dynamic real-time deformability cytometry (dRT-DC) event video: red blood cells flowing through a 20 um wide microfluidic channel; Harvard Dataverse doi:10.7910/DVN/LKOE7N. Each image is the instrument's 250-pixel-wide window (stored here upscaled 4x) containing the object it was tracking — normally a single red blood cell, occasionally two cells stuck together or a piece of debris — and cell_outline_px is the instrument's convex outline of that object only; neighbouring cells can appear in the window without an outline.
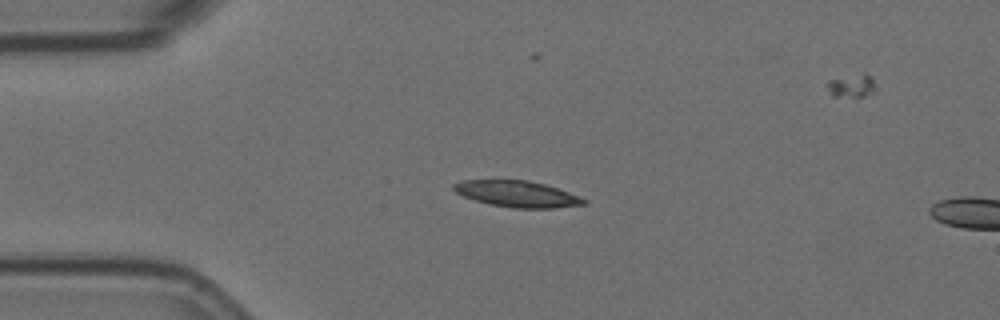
{"species": "Egyptian fruit bat (a non-hibernating species)", "species_latin": "Rousettus aegyptiacus", "temperature_condition": "room temperature", "stored_images_in_passage": 6, "camera_frame_rate_fps": 3000, "um_per_image_px": 0.085, "animal": {"sex": "female"}, "frame": {"image": 1, "passage_image": 3, "time_ms": 0.667, "image_size_px": [1000, 320], "cell_outline_px": [[588, 204], [556, 208], [512, 208], [488, 204], [464, 196], [456, 192], [452, 188], [452, 184], [464, 180], [528, 180], [544, 184], [568, 192], [588, 200]], "centroid_in_image_um": [43.97, 16.49], "position_along_channel_um": 41.0, "area_um2": 19.88}}
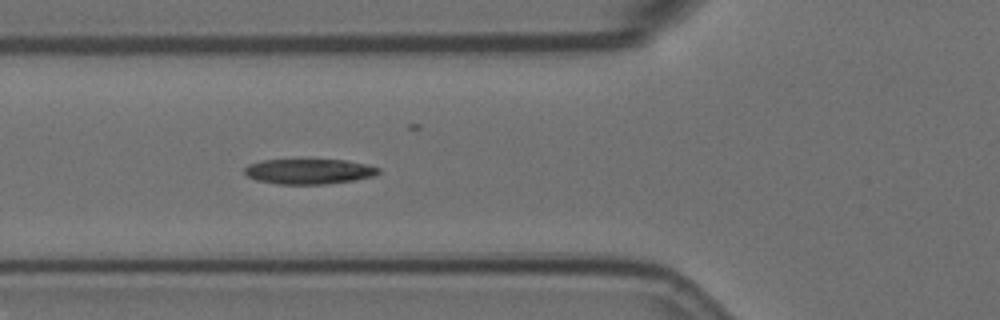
{"frame": {"image": 2, "passage_image": 5, "time_ms": 1.333, "image_size_px": [1000, 320], "cell_outline_px": [[380, 172], [372, 176], [356, 180], [324, 184], [276, 184], [256, 180], [248, 176], [244, 172], [244, 168], [248, 164], [260, 160], [348, 160], [368, 164], [380, 168]], "centroid_in_image_um": [26.26, 14.57], "position_along_channel_um": 99.5, "area_um2": 19.77}}